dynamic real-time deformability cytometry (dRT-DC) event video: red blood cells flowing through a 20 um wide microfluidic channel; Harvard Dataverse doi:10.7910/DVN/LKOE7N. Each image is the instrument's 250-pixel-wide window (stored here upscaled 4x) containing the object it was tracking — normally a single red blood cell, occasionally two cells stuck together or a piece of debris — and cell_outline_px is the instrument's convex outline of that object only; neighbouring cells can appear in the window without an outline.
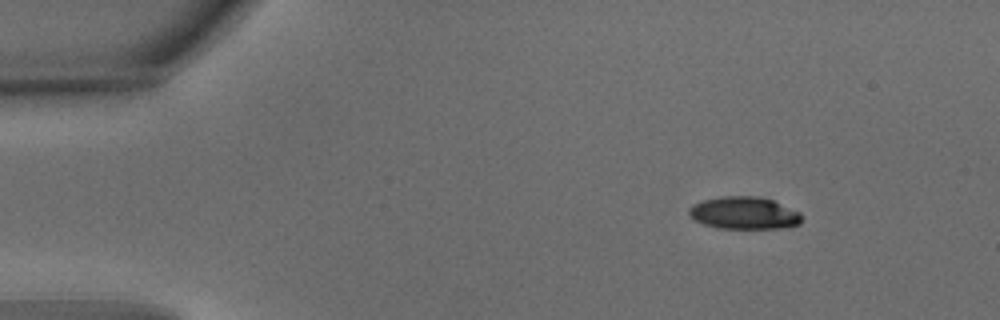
{"species": "common noctule bat (a hibernating species)", "species_latin": "Nyctalus noctula", "temperature_condition": "warm", "stored_images_in_passage": 45, "camera_frame_rate_fps": 3000, "um_per_image_px": 0.085, "animal": {"sex": "male", "body_mass_g": 15.6}, "frame": {"image": 1, "passage_image": 1, "time_ms": 0.0, "image_size_px": [1000, 320], "cell_outline_px": [[800, 224], [788, 228], [716, 228], [704, 224], [688, 216], [688, 208], [692, 204], [704, 200], [720, 196], [760, 196], [772, 200], [800, 212]], "centroid_in_image_um": [63.22, 18.1], "position_along_channel_um": 21.8, "area_um2": 21.39}}
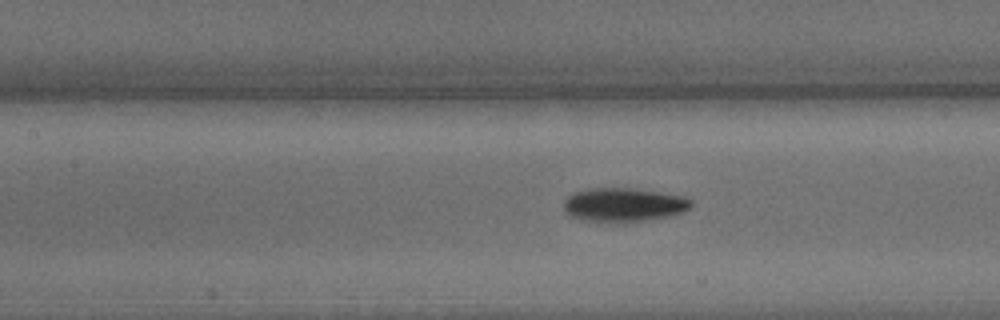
{"frame": {"image": 2, "passage_image": 18, "time_ms": 5.667, "image_size_px": [1000, 320], "cell_outline_px": [[692, 204], [688, 208], [680, 212], [668, 216], [648, 220], [620, 224], [612, 224], [580, 220], [568, 216], [564, 212], [564, 200], [568, 196], [576, 192], [588, 188], [628, 188], [684, 196], [692, 200]], "centroid_in_image_um": [52.93, 17.45], "position_along_channel_um": 154.5, "area_um2": 25.55}}
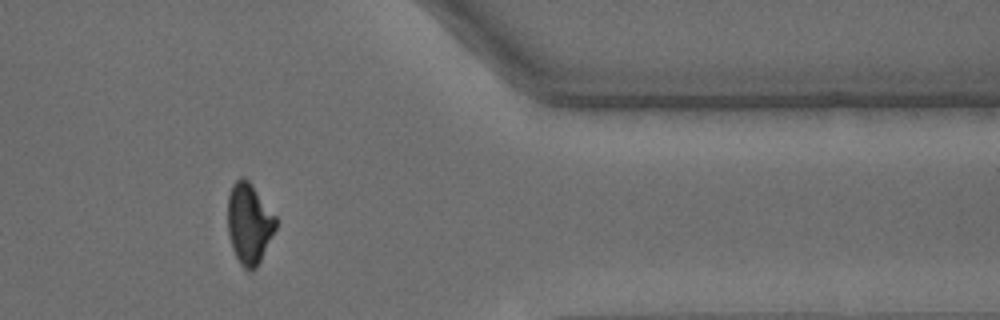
{"frame": {"image": 3, "passage_image": 38, "time_ms": 12.333, "image_size_px": [1000, 320], "cell_outline_px": [[276, 228], [256, 268], [252, 272], [248, 272], [240, 264], [232, 248], [228, 236], [228, 196], [232, 184], [240, 176], [244, 176], [252, 184], [276, 216]], "centroid_in_image_um": [21.16, 18.99], "position_along_channel_um": 390.2, "area_um2": 22.72}}